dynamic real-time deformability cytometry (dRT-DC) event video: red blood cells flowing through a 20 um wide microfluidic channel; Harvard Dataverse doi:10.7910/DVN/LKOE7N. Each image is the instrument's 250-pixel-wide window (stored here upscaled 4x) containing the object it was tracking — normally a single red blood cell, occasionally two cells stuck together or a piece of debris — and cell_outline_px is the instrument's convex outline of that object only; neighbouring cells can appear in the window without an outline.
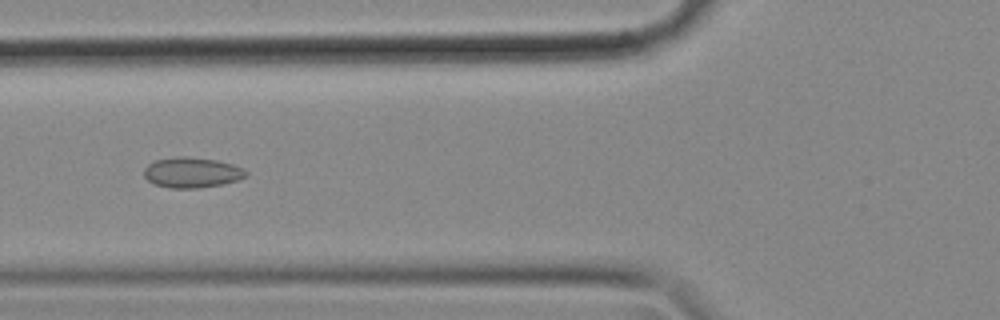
{"species": "common noctule bat (a hibernating species)", "species_latin": "Nyctalus noctula", "temperature_condition": "cold", "stored_images_in_passage": 32, "camera_frame_rate_fps": 3000, "um_per_image_px": 0.085, "animal": {"sex": "female", "body_mass_g": 18.4}, "frame": {"image": 1, "passage_image": 4, "time_ms": 1.0, "image_size_px": [1000, 320], "cell_outline_px": [[248, 176], [224, 184], [200, 188], [172, 188], [156, 184], [148, 180], [144, 176], [144, 168], [148, 164], [156, 160], [176, 156], [188, 156], [216, 160], [232, 164], [244, 168], [248, 172]], "centroid_in_image_um": [16.34, 14.66], "position_along_channel_um": 109.5, "area_um2": 18.15}}
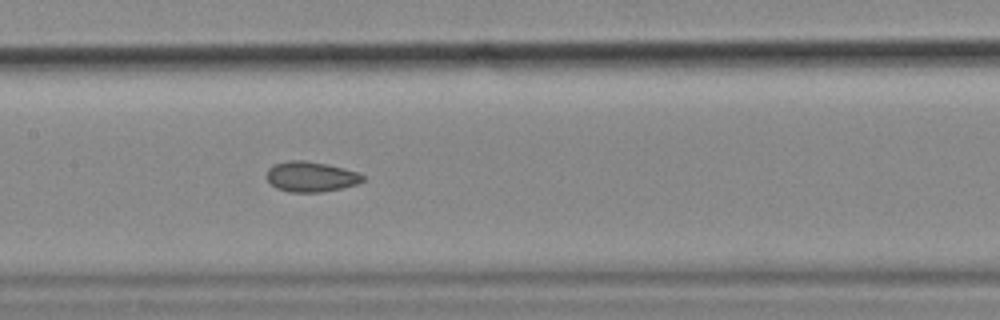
{"frame": {"image": 2, "passage_image": 10, "time_ms": 3.0, "image_size_px": [1000, 320], "cell_outline_px": [[364, 180], [356, 184], [340, 188], [320, 192], [288, 192], [276, 188], [268, 180], [268, 168], [272, 164], [288, 160], [304, 160], [328, 164], [360, 172], [364, 176]], "centroid_in_image_um": [26.43, 15.0], "position_along_channel_um": 181.0, "area_um2": 16.99}}
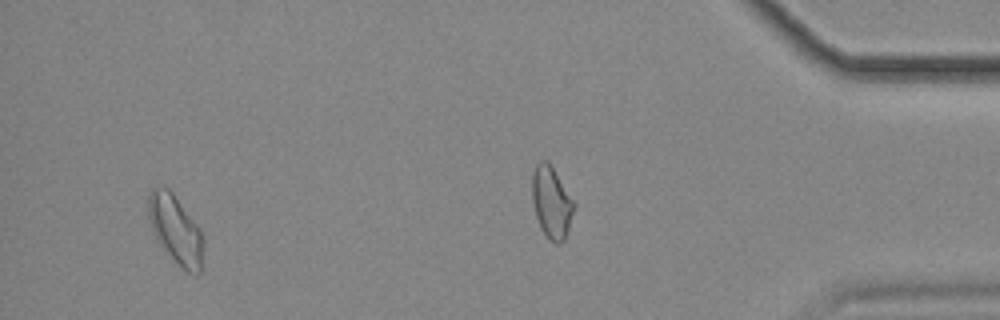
{"frame": {"image": 3, "passage_image": 29, "time_ms": 9.333, "image_size_px": [1000, 320], "cell_outline_px": [[204, 244], [200, 272], [196, 276], [188, 272], [176, 264], [156, 240], [148, 220], [148, 196], [152, 188], [156, 184], [168, 188], [172, 192], [200, 228], [204, 240]], "centroid_in_image_um": [14.91, 19.51], "position_along_channel_um": 420.3, "area_um2": 22.37}}